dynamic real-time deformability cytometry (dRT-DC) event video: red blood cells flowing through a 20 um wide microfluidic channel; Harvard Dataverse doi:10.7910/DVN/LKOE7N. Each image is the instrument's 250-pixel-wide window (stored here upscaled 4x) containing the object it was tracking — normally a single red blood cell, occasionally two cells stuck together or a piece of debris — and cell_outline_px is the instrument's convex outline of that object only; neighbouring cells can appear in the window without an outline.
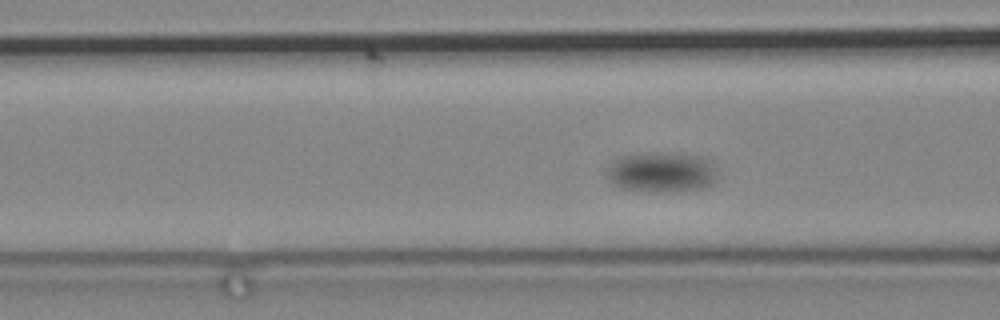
{"species": "common noctule bat (a hibernating species)", "species_latin": "Nyctalus noctula", "temperature_condition": "cold", "stored_images_in_passage": 52, "camera_frame_rate_fps": 3000, "um_per_image_px": 0.085, "animal": {"sex": "male", "body_mass_g": 19.2, "forearm_length_mm": 51.8}, "frame": {"image": 1, "passage_image": 12, "time_ms": 3.667, "image_size_px": [1000, 320], "cell_outline_px": [[720, 180], [704, 188], [676, 192], [648, 192], [620, 188], [612, 184], [608, 180], [604, 172], [608, 164], [624, 156], [648, 152], [668, 152], [700, 156], [708, 160], [712, 164], [720, 176]], "centroid_in_image_um": [56.24, 14.66], "position_along_channel_um": 110.4, "area_um2": 26.82}}
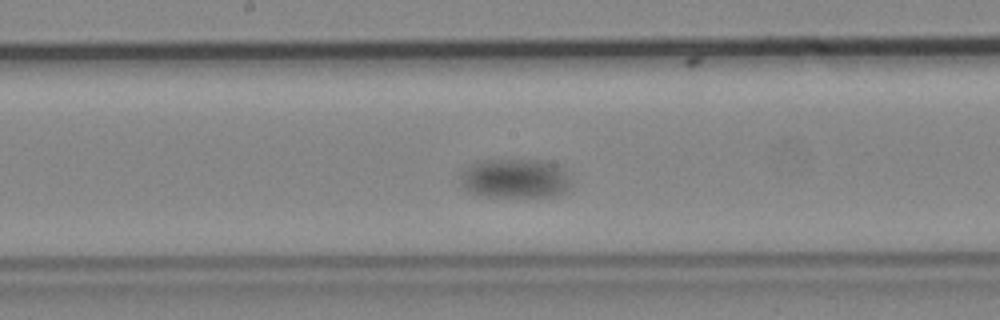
{"frame": {"image": 2, "passage_image": 26, "time_ms": 8.333, "image_size_px": [1000, 320], "cell_outline_px": [[572, 184], [564, 192], [556, 196], [484, 196], [468, 192], [464, 188], [460, 176], [476, 160], [548, 160], [564, 168], [572, 180]], "centroid_in_image_um": [43.85, 15.16], "position_along_channel_um": 204.4, "area_um2": 25.55}}
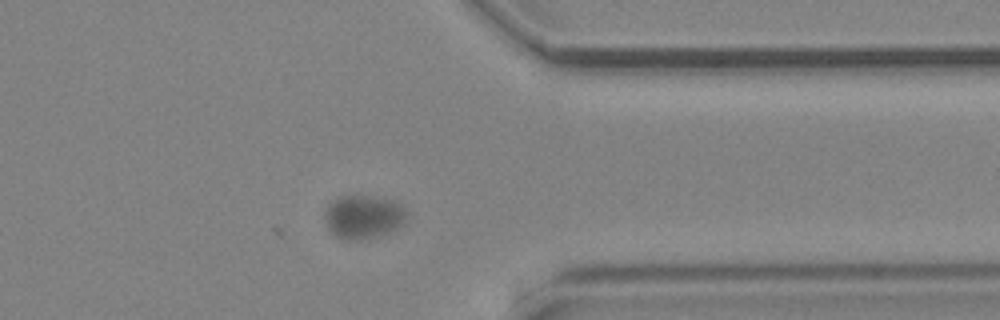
{"frame": {"image": 3, "passage_image": 52, "time_ms": 17.0, "image_size_px": [1000, 320], "cell_outline_px": [[404, 220], [396, 228], [388, 232], [376, 236], [360, 240], [344, 240], [336, 236], [328, 228], [324, 220], [324, 216], [328, 204], [340, 196], [372, 196], [396, 200], [404, 208]], "centroid_in_image_um": [30.84, 18.42], "position_along_channel_um": 380.6, "area_um2": 20.58}}